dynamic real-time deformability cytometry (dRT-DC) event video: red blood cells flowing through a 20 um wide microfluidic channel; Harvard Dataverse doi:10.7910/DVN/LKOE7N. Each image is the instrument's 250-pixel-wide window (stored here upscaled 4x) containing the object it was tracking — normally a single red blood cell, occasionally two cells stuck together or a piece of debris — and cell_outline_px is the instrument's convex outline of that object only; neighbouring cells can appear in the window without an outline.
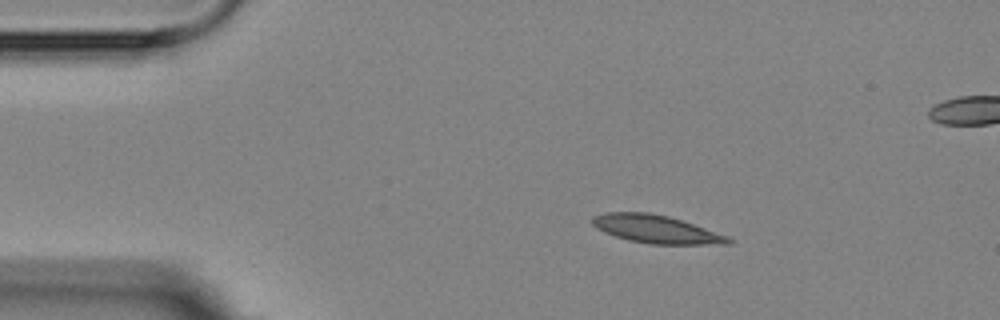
{"species": "Egyptian fruit bat (a non-hibernating species)", "species_latin": "Rousettus aegyptiacus", "temperature_condition": "room temperature", "stored_images_in_passage": 3, "camera_frame_rate_fps": 3000, "um_per_image_px": 0.085, "animal": {"sex": "female"}, "frame": {"image": 1, "passage_image": 1, "time_ms": 0.0, "image_size_px": [1000, 320], "cell_outline_px": [[736, 240], [732, 244], [648, 244], [628, 240], [604, 232], [596, 228], [592, 224], [592, 216], [604, 212], [648, 212], [668, 216], [728, 236]], "centroid_in_image_um": [55.76, 19.48], "position_along_channel_um": 29.2, "area_um2": 22.2}}